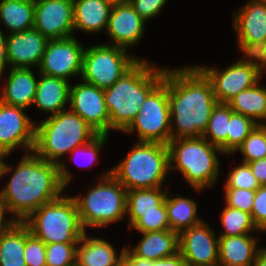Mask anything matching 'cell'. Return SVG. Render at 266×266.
<instances>
[{"mask_svg": "<svg viewBox=\"0 0 266 266\" xmlns=\"http://www.w3.org/2000/svg\"><path fill=\"white\" fill-rule=\"evenodd\" d=\"M171 68L165 66L163 78L168 85L171 140L200 137L218 104L212 83L195 64Z\"/></svg>", "mask_w": 266, "mask_h": 266, "instance_id": "6da1fadb", "label": "cell"}, {"mask_svg": "<svg viewBox=\"0 0 266 266\" xmlns=\"http://www.w3.org/2000/svg\"><path fill=\"white\" fill-rule=\"evenodd\" d=\"M15 167L5 162L2 177L12 175L0 190V200L8 208L10 217L18 222H23L36 209L58 199L66 191L59 166L34 152L23 154Z\"/></svg>", "mask_w": 266, "mask_h": 266, "instance_id": "7a4b0ae2", "label": "cell"}, {"mask_svg": "<svg viewBox=\"0 0 266 266\" xmlns=\"http://www.w3.org/2000/svg\"><path fill=\"white\" fill-rule=\"evenodd\" d=\"M98 133L77 113L70 109L37 120L33 152L40 158L59 166L62 184L68 187L73 174L61 157L74 148L85 145Z\"/></svg>", "mask_w": 266, "mask_h": 266, "instance_id": "3957f363", "label": "cell"}, {"mask_svg": "<svg viewBox=\"0 0 266 266\" xmlns=\"http://www.w3.org/2000/svg\"><path fill=\"white\" fill-rule=\"evenodd\" d=\"M149 61L140 59L111 87L104 89L110 131L123 132L136 117L148 94L163 80L165 66L158 68Z\"/></svg>", "mask_w": 266, "mask_h": 266, "instance_id": "277c9868", "label": "cell"}, {"mask_svg": "<svg viewBox=\"0 0 266 266\" xmlns=\"http://www.w3.org/2000/svg\"><path fill=\"white\" fill-rule=\"evenodd\" d=\"M169 171L178 170L196 192L212 188L220 176L219 156L222 150L202 136L170 140ZM219 153V154H218Z\"/></svg>", "mask_w": 266, "mask_h": 266, "instance_id": "5b68a950", "label": "cell"}, {"mask_svg": "<svg viewBox=\"0 0 266 266\" xmlns=\"http://www.w3.org/2000/svg\"><path fill=\"white\" fill-rule=\"evenodd\" d=\"M169 173L168 146L158 142H134L125 158L111 168L127 191L163 187Z\"/></svg>", "mask_w": 266, "mask_h": 266, "instance_id": "8992f818", "label": "cell"}, {"mask_svg": "<svg viewBox=\"0 0 266 266\" xmlns=\"http://www.w3.org/2000/svg\"><path fill=\"white\" fill-rule=\"evenodd\" d=\"M99 177L83 197L81 194L72 195L85 231L87 227L105 228L126 217L125 187L111 174V168Z\"/></svg>", "mask_w": 266, "mask_h": 266, "instance_id": "52a82bcc", "label": "cell"}, {"mask_svg": "<svg viewBox=\"0 0 266 266\" xmlns=\"http://www.w3.org/2000/svg\"><path fill=\"white\" fill-rule=\"evenodd\" d=\"M23 223L30 233L46 245L51 243H78L86 232L82 227L77 204L70 195L43 204Z\"/></svg>", "mask_w": 266, "mask_h": 266, "instance_id": "ba28073f", "label": "cell"}, {"mask_svg": "<svg viewBox=\"0 0 266 266\" xmlns=\"http://www.w3.org/2000/svg\"><path fill=\"white\" fill-rule=\"evenodd\" d=\"M127 52L105 43L84 48L81 80L101 89L111 87L142 59Z\"/></svg>", "mask_w": 266, "mask_h": 266, "instance_id": "9c48e42d", "label": "cell"}, {"mask_svg": "<svg viewBox=\"0 0 266 266\" xmlns=\"http://www.w3.org/2000/svg\"><path fill=\"white\" fill-rule=\"evenodd\" d=\"M170 116L168 85L162 80L148 94L136 117L123 133L132 135L136 132L138 142L167 145L171 140Z\"/></svg>", "mask_w": 266, "mask_h": 266, "instance_id": "30bf717a", "label": "cell"}, {"mask_svg": "<svg viewBox=\"0 0 266 266\" xmlns=\"http://www.w3.org/2000/svg\"><path fill=\"white\" fill-rule=\"evenodd\" d=\"M84 48L74 36L49 39L37 71L68 81L72 77L81 76Z\"/></svg>", "mask_w": 266, "mask_h": 266, "instance_id": "8fae6325", "label": "cell"}, {"mask_svg": "<svg viewBox=\"0 0 266 266\" xmlns=\"http://www.w3.org/2000/svg\"><path fill=\"white\" fill-rule=\"evenodd\" d=\"M25 110L0 101V152L8 156L19 147L24 154L33 152L36 123Z\"/></svg>", "mask_w": 266, "mask_h": 266, "instance_id": "7c38bea8", "label": "cell"}, {"mask_svg": "<svg viewBox=\"0 0 266 266\" xmlns=\"http://www.w3.org/2000/svg\"><path fill=\"white\" fill-rule=\"evenodd\" d=\"M211 81L213 92L218 103H228L241 91L253 87L261 80L263 74L255 68L235 61L227 68H215L195 64Z\"/></svg>", "mask_w": 266, "mask_h": 266, "instance_id": "4fadbf2b", "label": "cell"}, {"mask_svg": "<svg viewBox=\"0 0 266 266\" xmlns=\"http://www.w3.org/2000/svg\"><path fill=\"white\" fill-rule=\"evenodd\" d=\"M82 82L70 84L69 104L98 134H110V115L106 107L104 89Z\"/></svg>", "mask_w": 266, "mask_h": 266, "instance_id": "5bb4252c", "label": "cell"}, {"mask_svg": "<svg viewBox=\"0 0 266 266\" xmlns=\"http://www.w3.org/2000/svg\"><path fill=\"white\" fill-rule=\"evenodd\" d=\"M202 220L179 234V252L187 266H218L219 237Z\"/></svg>", "mask_w": 266, "mask_h": 266, "instance_id": "9a60e30c", "label": "cell"}, {"mask_svg": "<svg viewBox=\"0 0 266 266\" xmlns=\"http://www.w3.org/2000/svg\"><path fill=\"white\" fill-rule=\"evenodd\" d=\"M34 28L48 39L74 36L73 0H34Z\"/></svg>", "mask_w": 266, "mask_h": 266, "instance_id": "2e32d148", "label": "cell"}, {"mask_svg": "<svg viewBox=\"0 0 266 266\" xmlns=\"http://www.w3.org/2000/svg\"><path fill=\"white\" fill-rule=\"evenodd\" d=\"M147 22L134 10L129 2L112 6L106 34L108 45L121 48L133 47L143 39Z\"/></svg>", "mask_w": 266, "mask_h": 266, "instance_id": "e0dca14e", "label": "cell"}, {"mask_svg": "<svg viewBox=\"0 0 266 266\" xmlns=\"http://www.w3.org/2000/svg\"><path fill=\"white\" fill-rule=\"evenodd\" d=\"M49 39L34 27L6 35L9 68L38 69Z\"/></svg>", "mask_w": 266, "mask_h": 266, "instance_id": "ac0fdd59", "label": "cell"}, {"mask_svg": "<svg viewBox=\"0 0 266 266\" xmlns=\"http://www.w3.org/2000/svg\"><path fill=\"white\" fill-rule=\"evenodd\" d=\"M236 38L246 42L266 40V1L247 0L232 13Z\"/></svg>", "mask_w": 266, "mask_h": 266, "instance_id": "d6986e66", "label": "cell"}, {"mask_svg": "<svg viewBox=\"0 0 266 266\" xmlns=\"http://www.w3.org/2000/svg\"><path fill=\"white\" fill-rule=\"evenodd\" d=\"M32 68H9L3 84L0 101L24 109L33 107V101L38 84V77Z\"/></svg>", "mask_w": 266, "mask_h": 266, "instance_id": "ffe728a7", "label": "cell"}, {"mask_svg": "<svg viewBox=\"0 0 266 266\" xmlns=\"http://www.w3.org/2000/svg\"><path fill=\"white\" fill-rule=\"evenodd\" d=\"M256 237L251 234L219 237L218 266H252L263 249L257 245Z\"/></svg>", "mask_w": 266, "mask_h": 266, "instance_id": "44dd1931", "label": "cell"}, {"mask_svg": "<svg viewBox=\"0 0 266 266\" xmlns=\"http://www.w3.org/2000/svg\"><path fill=\"white\" fill-rule=\"evenodd\" d=\"M37 73L39 79L33 101L36 109L49 116L68 109L65 106L69 105L71 82L63 78L43 75L39 71Z\"/></svg>", "mask_w": 266, "mask_h": 266, "instance_id": "7402d4cb", "label": "cell"}, {"mask_svg": "<svg viewBox=\"0 0 266 266\" xmlns=\"http://www.w3.org/2000/svg\"><path fill=\"white\" fill-rule=\"evenodd\" d=\"M124 247L118 255L111 242L85 232L77 244L76 266H114L123 257Z\"/></svg>", "mask_w": 266, "mask_h": 266, "instance_id": "603a6c76", "label": "cell"}, {"mask_svg": "<svg viewBox=\"0 0 266 266\" xmlns=\"http://www.w3.org/2000/svg\"><path fill=\"white\" fill-rule=\"evenodd\" d=\"M112 6L103 0H73L74 33L106 32Z\"/></svg>", "mask_w": 266, "mask_h": 266, "instance_id": "cb8c5ba5", "label": "cell"}, {"mask_svg": "<svg viewBox=\"0 0 266 266\" xmlns=\"http://www.w3.org/2000/svg\"><path fill=\"white\" fill-rule=\"evenodd\" d=\"M143 236L137 246L128 248L137 256L157 260L179 252V234L172 230L139 232Z\"/></svg>", "mask_w": 266, "mask_h": 266, "instance_id": "d4e9b609", "label": "cell"}, {"mask_svg": "<svg viewBox=\"0 0 266 266\" xmlns=\"http://www.w3.org/2000/svg\"><path fill=\"white\" fill-rule=\"evenodd\" d=\"M168 189L142 188L127 191L126 216L130 228L142 214L160 213V205L165 201Z\"/></svg>", "mask_w": 266, "mask_h": 266, "instance_id": "484cf974", "label": "cell"}, {"mask_svg": "<svg viewBox=\"0 0 266 266\" xmlns=\"http://www.w3.org/2000/svg\"><path fill=\"white\" fill-rule=\"evenodd\" d=\"M168 193L165 198V207L167 211L170 230L180 234L182 231L193 225L199 224L203 219L198 217L197 202L192 198L183 197L182 195H174Z\"/></svg>", "mask_w": 266, "mask_h": 266, "instance_id": "4316f807", "label": "cell"}, {"mask_svg": "<svg viewBox=\"0 0 266 266\" xmlns=\"http://www.w3.org/2000/svg\"><path fill=\"white\" fill-rule=\"evenodd\" d=\"M34 0H1L0 23L9 33L22 32L34 27Z\"/></svg>", "mask_w": 266, "mask_h": 266, "instance_id": "83f0119b", "label": "cell"}, {"mask_svg": "<svg viewBox=\"0 0 266 266\" xmlns=\"http://www.w3.org/2000/svg\"><path fill=\"white\" fill-rule=\"evenodd\" d=\"M238 114L252 118L257 124H266V86L260 81L241 91L227 103Z\"/></svg>", "mask_w": 266, "mask_h": 266, "instance_id": "f1b7e54d", "label": "cell"}, {"mask_svg": "<svg viewBox=\"0 0 266 266\" xmlns=\"http://www.w3.org/2000/svg\"><path fill=\"white\" fill-rule=\"evenodd\" d=\"M24 251L25 224L17 222L0 238V266H27Z\"/></svg>", "mask_w": 266, "mask_h": 266, "instance_id": "f546056e", "label": "cell"}, {"mask_svg": "<svg viewBox=\"0 0 266 266\" xmlns=\"http://www.w3.org/2000/svg\"><path fill=\"white\" fill-rule=\"evenodd\" d=\"M234 111L226 103H218L209 118L206 131L202 135L208 142L218 146L227 155V133L229 121Z\"/></svg>", "mask_w": 266, "mask_h": 266, "instance_id": "4dcf8cb0", "label": "cell"}, {"mask_svg": "<svg viewBox=\"0 0 266 266\" xmlns=\"http://www.w3.org/2000/svg\"><path fill=\"white\" fill-rule=\"evenodd\" d=\"M220 224L223 230L219 237L254 234L255 231L261 232L253 223L250 213L228 207L227 205H225L220 214Z\"/></svg>", "mask_w": 266, "mask_h": 266, "instance_id": "1f68e13d", "label": "cell"}, {"mask_svg": "<svg viewBox=\"0 0 266 266\" xmlns=\"http://www.w3.org/2000/svg\"><path fill=\"white\" fill-rule=\"evenodd\" d=\"M258 124L250 117L233 113L227 133V156L233 155Z\"/></svg>", "mask_w": 266, "mask_h": 266, "instance_id": "d6a6232c", "label": "cell"}, {"mask_svg": "<svg viewBox=\"0 0 266 266\" xmlns=\"http://www.w3.org/2000/svg\"><path fill=\"white\" fill-rule=\"evenodd\" d=\"M236 152L243 155L245 163L266 158V124H258Z\"/></svg>", "mask_w": 266, "mask_h": 266, "instance_id": "836d02e7", "label": "cell"}, {"mask_svg": "<svg viewBox=\"0 0 266 266\" xmlns=\"http://www.w3.org/2000/svg\"><path fill=\"white\" fill-rule=\"evenodd\" d=\"M237 46L243 57L237 61L255 68L259 73L266 72L265 42H246L237 39Z\"/></svg>", "mask_w": 266, "mask_h": 266, "instance_id": "e575fe53", "label": "cell"}, {"mask_svg": "<svg viewBox=\"0 0 266 266\" xmlns=\"http://www.w3.org/2000/svg\"><path fill=\"white\" fill-rule=\"evenodd\" d=\"M78 243H51L46 245L47 266H76Z\"/></svg>", "mask_w": 266, "mask_h": 266, "instance_id": "d590c367", "label": "cell"}, {"mask_svg": "<svg viewBox=\"0 0 266 266\" xmlns=\"http://www.w3.org/2000/svg\"><path fill=\"white\" fill-rule=\"evenodd\" d=\"M109 135L107 134H98L94 139H92L89 143L76 147L74 148L70 153V157H68L71 161H75V163L77 165H79V167L81 168V166L83 165V163L81 164V162L79 163V160L77 158H81L83 160L86 161L85 164L83 165L84 167L87 168V166H91V168L93 167L94 163L98 162V158H99V152H101L100 150L102 149V146L105 145V143L107 142V140L109 139L108 137ZM83 156V158L81 157ZM78 162H76L77 160ZM82 166V167H83Z\"/></svg>", "mask_w": 266, "mask_h": 266, "instance_id": "8d00e7d4", "label": "cell"}, {"mask_svg": "<svg viewBox=\"0 0 266 266\" xmlns=\"http://www.w3.org/2000/svg\"><path fill=\"white\" fill-rule=\"evenodd\" d=\"M224 188H240L256 191L261 185L256 177L252 174L248 163H241L234 166L227 176V180L223 185Z\"/></svg>", "mask_w": 266, "mask_h": 266, "instance_id": "74e56055", "label": "cell"}, {"mask_svg": "<svg viewBox=\"0 0 266 266\" xmlns=\"http://www.w3.org/2000/svg\"><path fill=\"white\" fill-rule=\"evenodd\" d=\"M129 229L138 232L170 230L165 201L160 205V213L142 214Z\"/></svg>", "mask_w": 266, "mask_h": 266, "instance_id": "f35d334b", "label": "cell"}, {"mask_svg": "<svg viewBox=\"0 0 266 266\" xmlns=\"http://www.w3.org/2000/svg\"><path fill=\"white\" fill-rule=\"evenodd\" d=\"M24 260L27 266H47L46 244L32 235L26 225Z\"/></svg>", "mask_w": 266, "mask_h": 266, "instance_id": "ab89813d", "label": "cell"}, {"mask_svg": "<svg viewBox=\"0 0 266 266\" xmlns=\"http://www.w3.org/2000/svg\"><path fill=\"white\" fill-rule=\"evenodd\" d=\"M224 191L225 205L251 214L255 191L240 188H224Z\"/></svg>", "mask_w": 266, "mask_h": 266, "instance_id": "60d3db41", "label": "cell"}, {"mask_svg": "<svg viewBox=\"0 0 266 266\" xmlns=\"http://www.w3.org/2000/svg\"><path fill=\"white\" fill-rule=\"evenodd\" d=\"M123 256L131 266H187L180 252L173 256L150 260L135 255L127 246L124 247Z\"/></svg>", "mask_w": 266, "mask_h": 266, "instance_id": "b9f144b4", "label": "cell"}, {"mask_svg": "<svg viewBox=\"0 0 266 266\" xmlns=\"http://www.w3.org/2000/svg\"><path fill=\"white\" fill-rule=\"evenodd\" d=\"M138 15L148 22V20L156 18L168 0H129L128 1Z\"/></svg>", "mask_w": 266, "mask_h": 266, "instance_id": "7bdbcfd3", "label": "cell"}, {"mask_svg": "<svg viewBox=\"0 0 266 266\" xmlns=\"http://www.w3.org/2000/svg\"><path fill=\"white\" fill-rule=\"evenodd\" d=\"M251 217L259 231L266 227V185L255 191Z\"/></svg>", "mask_w": 266, "mask_h": 266, "instance_id": "ee69618b", "label": "cell"}, {"mask_svg": "<svg viewBox=\"0 0 266 266\" xmlns=\"http://www.w3.org/2000/svg\"><path fill=\"white\" fill-rule=\"evenodd\" d=\"M248 165L259 184L266 185V158L248 162Z\"/></svg>", "mask_w": 266, "mask_h": 266, "instance_id": "f6af8a7d", "label": "cell"}, {"mask_svg": "<svg viewBox=\"0 0 266 266\" xmlns=\"http://www.w3.org/2000/svg\"><path fill=\"white\" fill-rule=\"evenodd\" d=\"M7 213L10 215L8 208L0 200V238L18 222L13 217H9V219H7L5 217L7 216Z\"/></svg>", "mask_w": 266, "mask_h": 266, "instance_id": "bcb514c9", "label": "cell"}, {"mask_svg": "<svg viewBox=\"0 0 266 266\" xmlns=\"http://www.w3.org/2000/svg\"><path fill=\"white\" fill-rule=\"evenodd\" d=\"M7 68H9V64L6 51V34L0 28V80L3 79V74Z\"/></svg>", "mask_w": 266, "mask_h": 266, "instance_id": "7dc6e473", "label": "cell"}, {"mask_svg": "<svg viewBox=\"0 0 266 266\" xmlns=\"http://www.w3.org/2000/svg\"><path fill=\"white\" fill-rule=\"evenodd\" d=\"M252 266H266V249H262L258 255L256 256V259L253 262Z\"/></svg>", "mask_w": 266, "mask_h": 266, "instance_id": "c3c4849f", "label": "cell"}, {"mask_svg": "<svg viewBox=\"0 0 266 266\" xmlns=\"http://www.w3.org/2000/svg\"><path fill=\"white\" fill-rule=\"evenodd\" d=\"M6 157L8 158L9 156L5 153L0 152V179H3L2 174H3V168L5 165Z\"/></svg>", "mask_w": 266, "mask_h": 266, "instance_id": "681fc988", "label": "cell"}, {"mask_svg": "<svg viewBox=\"0 0 266 266\" xmlns=\"http://www.w3.org/2000/svg\"><path fill=\"white\" fill-rule=\"evenodd\" d=\"M111 6L127 3L129 0H103Z\"/></svg>", "mask_w": 266, "mask_h": 266, "instance_id": "f907efd6", "label": "cell"}, {"mask_svg": "<svg viewBox=\"0 0 266 266\" xmlns=\"http://www.w3.org/2000/svg\"><path fill=\"white\" fill-rule=\"evenodd\" d=\"M114 266H131L128 260L123 256Z\"/></svg>", "mask_w": 266, "mask_h": 266, "instance_id": "816d5d0a", "label": "cell"}, {"mask_svg": "<svg viewBox=\"0 0 266 266\" xmlns=\"http://www.w3.org/2000/svg\"><path fill=\"white\" fill-rule=\"evenodd\" d=\"M262 231H263V232H266V227L263 228V229L261 230V232H262ZM263 248L266 249V247H264V246H263Z\"/></svg>", "mask_w": 266, "mask_h": 266, "instance_id": "f5cc1de1", "label": "cell"}]
</instances>
